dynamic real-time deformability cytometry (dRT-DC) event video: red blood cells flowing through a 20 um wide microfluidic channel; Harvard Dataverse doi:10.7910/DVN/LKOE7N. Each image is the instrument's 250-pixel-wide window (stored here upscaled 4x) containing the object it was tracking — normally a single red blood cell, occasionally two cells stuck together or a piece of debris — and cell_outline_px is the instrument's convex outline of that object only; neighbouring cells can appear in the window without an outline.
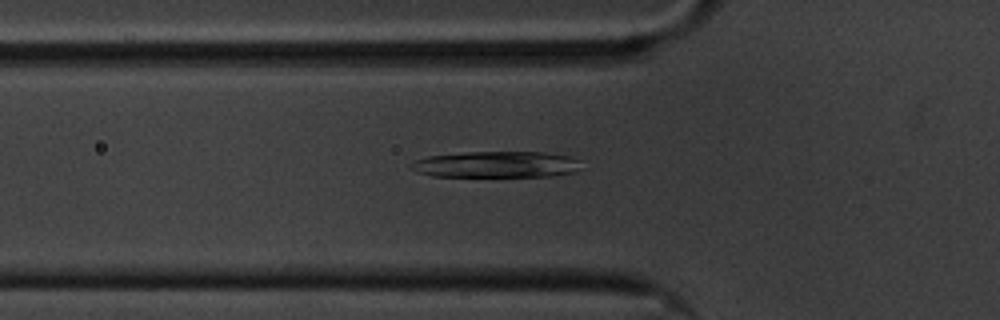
{"species": "common noctule bat (a hibernating species)", "species_latin": "Nyctalus noctula", "temperature_condition": "cold", "stored_images_in_passage": 58, "camera_frame_rate_fps": 3000, "um_per_image_px": 0.085, "animal": {"sex": "male", "body_mass_g": 20.1, "forearm_length_mm": 53.5}, "frame": {"image": 1, "passage_image": 18, "time_ms": 5.667, "image_size_px": [1000, 320], "cell_outline_px": [[580, 168], [576, 172], [548, 176], [432, 176], [416, 172], [408, 168], [408, 164], [416, 160], [428, 156], [468, 152], [544, 152], [572, 156], [580, 160]], "centroid_in_image_um": [42.19, 13.97], "position_along_channel_um": 83.6, "area_um2": 26.24}}
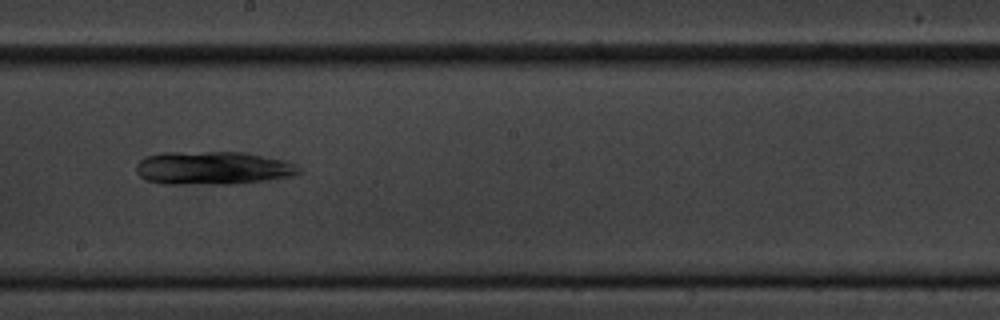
{"frame": {"image": 2, "passage_image": 31, "time_ms": 10.0, "image_size_px": [1000, 320], "cell_outline_px": [[300, 172], [292, 176], [264, 180], [232, 184], [164, 184], [144, 180], [136, 172], [136, 164], [144, 156], [160, 152], [244, 152], [288, 160], [300, 168]], "centroid_in_image_um": [18.05, 14.27], "position_along_channel_um": 230.1, "area_um2": 31.91}}
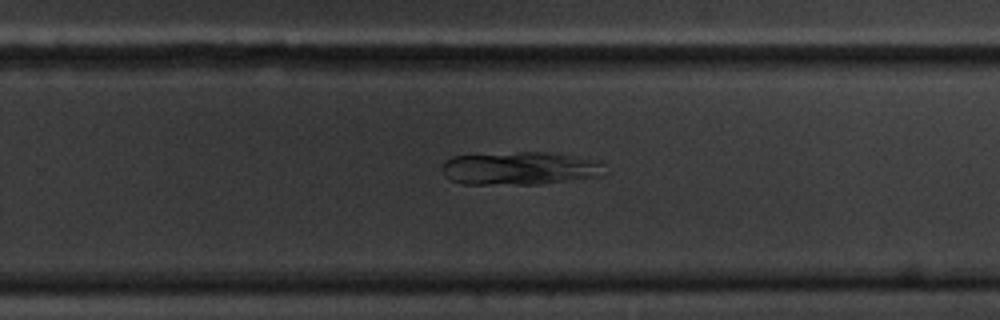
{"frame": {"image": 3, "passage_image": 36, "time_ms": 11.667, "image_size_px": [1000, 320], "cell_outline_px": [[604, 164], [600, 176], [540, 184], [464, 184], [452, 180], [444, 176], [444, 164], [452, 156], [520, 152], [544, 152], [600, 160]], "centroid_in_image_um": [44.21, 14.31], "position_along_channel_um": 285.6, "area_um2": 30.98}, "authors_computed_cell_mechanics": {"area_um2": 29.1023, "velocity_mm_per_s": 3.3583, "shape_relaxation_time_tau1_ms": 4.3171, "shape_relaxation_time_tau2_ms": null, "deformation_change_tau1": 0.1227, "deformation_change_tau2": null}}